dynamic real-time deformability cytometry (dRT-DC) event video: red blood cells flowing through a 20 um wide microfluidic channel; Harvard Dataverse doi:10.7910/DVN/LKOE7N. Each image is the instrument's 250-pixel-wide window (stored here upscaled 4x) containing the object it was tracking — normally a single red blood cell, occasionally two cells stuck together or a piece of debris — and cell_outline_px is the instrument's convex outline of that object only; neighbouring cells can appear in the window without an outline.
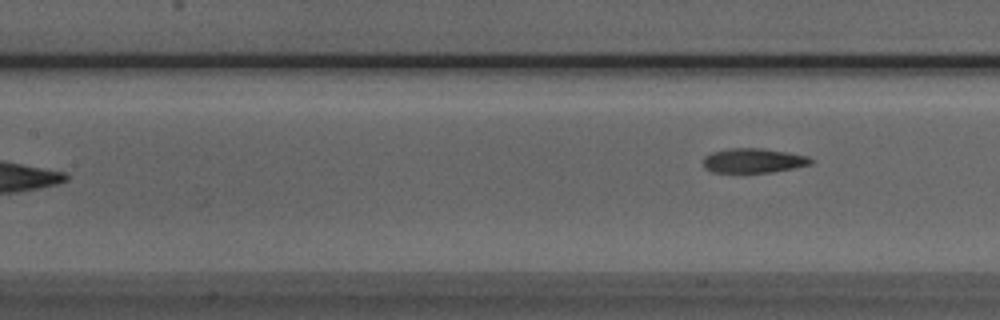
{"species": "Egyptian fruit bat (a non-hibernating species)", "species_latin": "Rousettus aegyptiacus", "temperature_condition": "room temperature", "stored_images_in_passage": 7, "camera_frame_rate_fps": 3000, "um_per_image_px": 0.085, "animal": {"sex": "male"}, "frame": {"image": 1, "passage_image": 7, "time_ms": 8.0, "image_size_px": [1000, 320], "cell_outline_px": [[816, 160], [812, 164], [772, 172], [712, 172], [704, 168], [704, 156], [712, 152], [728, 148], [760, 148], [788, 152], [808, 156]], "centroid_in_image_um": [64.06, 13.64], "position_along_channel_um": 143.3, "area_um2": 15.43}}